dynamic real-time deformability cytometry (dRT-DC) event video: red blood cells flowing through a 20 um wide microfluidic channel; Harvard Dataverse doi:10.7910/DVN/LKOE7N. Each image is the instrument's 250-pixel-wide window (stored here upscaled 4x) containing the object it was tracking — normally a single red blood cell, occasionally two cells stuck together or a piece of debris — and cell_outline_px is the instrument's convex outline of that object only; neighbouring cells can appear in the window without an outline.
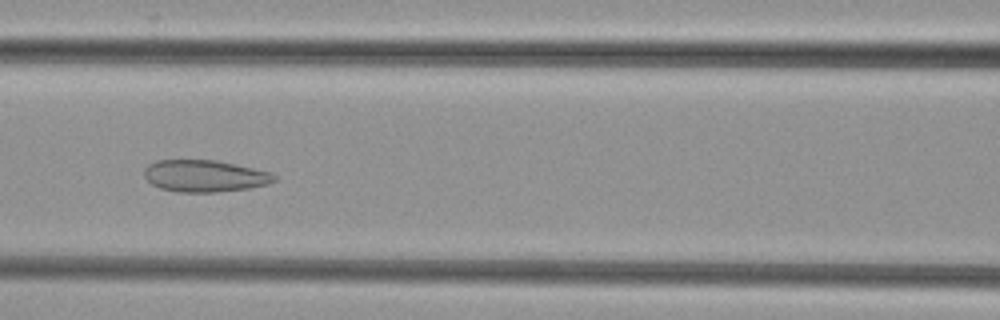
{"species": "common noctule bat (a hibernating species)", "species_latin": "Nyctalus noctula", "temperature_condition": "cold", "stored_images_in_passage": 40, "camera_frame_rate_fps": 3000, "um_per_image_px": 0.085, "animal": {"sex": "female", "body_mass_g": 29.2, "forearm_length_mm": 56.3}, "frame": {"image": 1, "passage_image": 10, "time_ms": 3.0, "image_size_px": [1000, 320], "cell_outline_px": [[276, 180], [268, 184], [248, 188], [216, 192], [176, 192], [160, 188], [152, 184], [144, 176], [144, 168], [148, 164], [156, 160], [216, 160], [272, 172], [276, 176]], "centroid_in_image_um": [17.39, 14.95], "position_along_channel_um": 149.2, "area_um2": 24.22}}
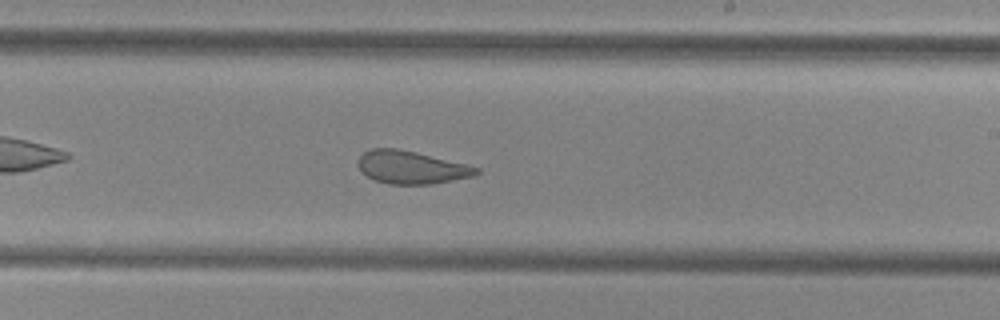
{"frame": {"image": 2, "passage_image": 18, "time_ms": 5.667, "image_size_px": [1000, 320], "cell_outline_px": [[480, 172], [476, 176], [432, 184], [388, 184], [376, 180], [368, 176], [356, 164], [360, 156], [364, 152], [372, 148], [396, 148], [416, 152], [468, 164], [480, 168]], "centroid_in_image_um": [35.01, 14.22], "position_along_channel_um": 254.0, "area_um2": 22.72}}
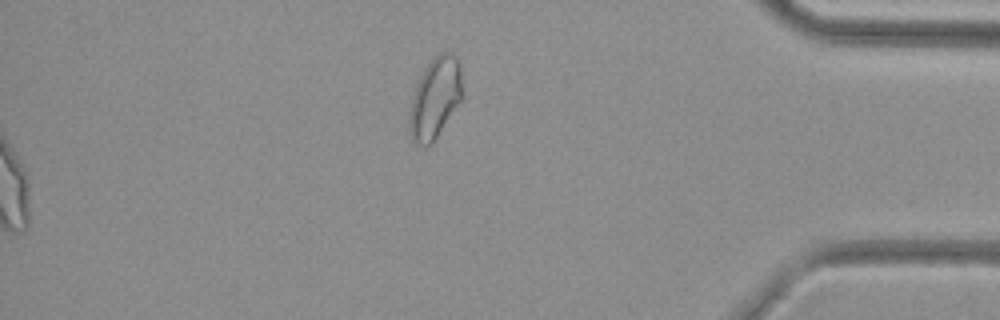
{"frame": {"image": 3, "passage_image": 40, "time_ms": 13.0, "image_size_px": [1000, 320], "cell_outline_px": [[460, 100], [432, 144], [428, 148], [424, 148], [416, 144], [412, 140], [408, 132], [408, 116], [412, 96], [416, 84], [424, 68], [432, 56], [440, 52], [452, 52], [456, 56], [460, 64]], "centroid_in_image_um": [36.91, 8.36], "position_along_channel_um": 398.3, "area_um2": 25.09}}